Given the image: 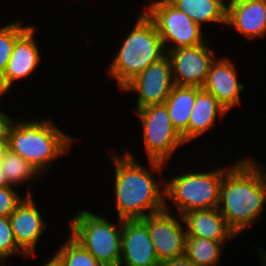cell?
I'll return each instance as SVG.
<instances>
[{
  "label": "cell",
  "instance_id": "1",
  "mask_svg": "<svg viewBox=\"0 0 266 266\" xmlns=\"http://www.w3.org/2000/svg\"><path fill=\"white\" fill-rule=\"evenodd\" d=\"M123 151L122 155L115 153L109 158L114 167L113 194L117 217L142 219L164 210L165 178L161 175L168 164L148 160L145 167L137 160L135 152L133 154L128 148Z\"/></svg>",
  "mask_w": 266,
  "mask_h": 266
},
{
  "label": "cell",
  "instance_id": "18",
  "mask_svg": "<svg viewBox=\"0 0 266 266\" xmlns=\"http://www.w3.org/2000/svg\"><path fill=\"white\" fill-rule=\"evenodd\" d=\"M228 111L209 92L195 87V103L187 128V144L210 132L217 119L222 120Z\"/></svg>",
  "mask_w": 266,
  "mask_h": 266
},
{
  "label": "cell",
  "instance_id": "10",
  "mask_svg": "<svg viewBox=\"0 0 266 266\" xmlns=\"http://www.w3.org/2000/svg\"><path fill=\"white\" fill-rule=\"evenodd\" d=\"M217 54L208 41L166 52L175 85L202 88Z\"/></svg>",
  "mask_w": 266,
  "mask_h": 266
},
{
  "label": "cell",
  "instance_id": "7",
  "mask_svg": "<svg viewBox=\"0 0 266 266\" xmlns=\"http://www.w3.org/2000/svg\"><path fill=\"white\" fill-rule=\"evenodd\" d=\"M148 2L143 11L154 22L166 52L209 41L204 36V30L169 0Z\"/></svg>",
  "mask_w": 266,
  "mask_h": 266
},
{
  "label": "cell",
  "instance_id": "34",
  "mask_svg": "<svg viewBox=\"0 0 266 266\" xmlns=\"http://www.w3.org/2000/svg\"><path fill=\"white\" fill-rule=\"evenodd\" d=\"M2 97H3V95H2L1 92H0V100H2Z\"/></svg>",
  "mask_w": 266,
  "mask_h": 266
},
{
  "label": "cell",
  "instance_id": "12",
  "mask_svg": "<svg viewBox=\"0 0 266 266\" xmlns=\"http://www.w3.org/2000/svg\"><path fill=\"white\" fill-rule=\"evenodd\" d=\"M36 29L34 24L16 40L12 55L8 61L5 73L0 78V92L3 96L12 90L14 84L19 83L36 74L42 63L43 55L35 38Z\"/></svg>",
  "mask_w": 266,
  "mask_h": 266
},
{
  "label": "cell",
  "instance_id": "22",
  "mask_svg": "<svg viewBox=\"0 0 266 266\" xmlns=\"http://www.w3.org/2000/svg\"><path fill=\"white\" fill-rule=\"evenodd\" d=\"M225 243L186 237L185 255L197 266H221L219 264L222 261V250L226 248Z\"/></svg>",
  "mask_w": 266,
  "mask_h": 266
},
{
  "label": "cell",
  "instance_id": "26",
  "mask_svg": "<svg viewBox=\"0 0 266 266\" xmlns=\"http://www.w3.org/2000/svg\"><path fill=\"white\" fill-rule=\"evenodd\" d=\"M13 186L0 187V216L9 217L24 197Z\"/></svg>",
  "mask_w": 266,
  "mask_h": 266
},
{
  "label": "cell",
  "instance_id": "31",
  "mask_svg": "<svg viewBox=\"0 0 266 266\" xmlns=\"http://www.w3.org/2000/svg\"><path fill=\"white\" fill-rule=\"evenodd\" d=\"M6 186H10L7 182V179L5 178V175L2 171V167L0 165V187H6Z\"/></svg>",
  "mask_w": 266,
  "mask_h": 266
},
{
  "label": "cell",
  "instance_id": "21",
  "mask_svg": "<svg viewBox=\"0 0 266 266\" xmlns=\"http://www.w3.org/2000/svg\"><path fill=\"white\" fill-rule=\"evenodd\" d=\"M0 165L10 186L17 187L21 184L27 186L28 184L25 195H32L33 191L29 186H33L34 180L36 182L44 178L34 166L8 149L3 153Z\"/></svg>",
  "mask_w": 266,
  "mask_h": 266
},
{
  "label": "cell",
  "instance_id": "33",
  "mask_svg": "<svg viewBox=\"0 0 266 266\" xmlns=\"http://www.w3.org/2000/svg\"><path fill=\"white\" fill-rule=\"evenodd\" d=\"M220 1L226 8L230 5L232 0H218Z\"/></svg>",
  "mask_w": 266,
  "mask_h": 266
},
{
  "label": "cell",
  "instance_id": "3",
  "mask_svg": "<svg viewBox=\"0 0 266 266\" xmlns=\"http://www.w3.org/2000/svg\"><path fill=\"white\" fill-rule=\"evenodd\" d=\"M27 119H16L9 132L7 149L48 177L46 174L56 159L69 155L76 139L58 128L52 119Z\"/></svg>",
  "mask_w": 266,
  "mask_h": 266
},
{
  "label": "cell",
  "instance_id": "24",
  "mask_svg": "<svg viewBox=\"0 0 266 266\" xmlns=\"http://www.w3.org/2000/svg\"><path fill=\"white\" fill-rule=\"evenodd\" d=\"M18 19L0 27V78L6 71L16 40L31 26L24 25L21 16Z\"/></svg>",
  "mask_w": 266,
  "mask_h": 266
},
{
  "label": "cell",
  "instance_id": "28",
  "mask_svg": "<svg viewBox=\"0 0 266 266\" xmlns=\"http://www.w3.org/2000/svg\"><path fill=\"white\" fill-rule=\"evenodd\" d=\"M158 266H197L185 254L170 260H164Z\"/></svg>",
  "mask_w": 266,
  "mask_h": 266
},
{
  "label": "cell",
  "instance_id": "30",
  "mask_svg": "<svg viewBox=\"0 0 266 266\" xmlns=\"http://www.w3.org/2000/svg\"><path fill=\"white\" fill-rule=\"evenodd\" d=\"M254 248H256V251L258 252L259 258H260V265L266 266V250L263 248H260L256 245H253ZM259 248V249H258Z\"/></svg>",
  "mask_w": 266,
  "mask_h": 266
},
{
  "label": "cell",
  "instance_id": "32",
  "mask_svg": "<svg viewBox=\"0 0 266 266\" xmlns=\"http://www.w3.org/2000/svg\"><path fill=\"white\" fill-rule=\"evenodd\" d=\"M7 150V143L0 142V160L3 157V153Z\"/></svg>",
  "mask_w": 266,
  "mask_h": 266
},
{
  "label": "cell",
  "instance_id": "20",
  "mask_svg": "<svg viewBox=\"0 0 266 266\" xmlns=\"http://www.w3.org/2000/svg\"><path fill=\"white\" fill-rule=\"evenodd\" d=\"M176 8L183 11L198 26L216 23L226 26L227 8L218 0H169Z\"/></svg>",
  "mask_w": 266,
  "mask_h": 266
},
{
  "label": "cell",
  "instance_id": "8",
  "mask_svg": "<svg viewBox=\"0 0 266 266\" xmlns=\"http://www.w3.org/2000/svg\"><path fill=\"white\" fill-rule=\"evenodd\" d=\"M134 112L142 123L147 160L168 164L186 142L174 128L166 105H149Z\"/></svg>",
  "mask_w": 266,
  "mask_h": 266
},
{
  "label": "cell",
  "instance_id": "27",
  "mask_svg": "<svg viewBox=\"0 0 266 266\" xmlns=\"http://www.w3.org/2000/svg\"><path fill=\"white\" fill-rule=\"evenodd\" d=\"M1 101V100H0ZM0 106V142L8 143L9 132L11 127L15 123V119L13 116H9V114L4 112Z\"/></svg>",
  "mask_w": 266,
  "mask_h": 266
},
{
  "label": "cell",
  "instance_id": "23",
  "mask_svg": "<svg viewBox=\"0 0 266 266\" xmlns=\"http://www.w3.org/2000/svg\"><path fill=\"white\" fill-rule=\"evenodd\" d=\"M56 253L63 266H103L95 257L77 242L70 234L67 235Z\"/></svg>",
  "mask_w": 266,
  "mask_h": 266
},
{
  "label": "cell",
  "instance_id": "25",
  "mask_svg": "<svg viewBox=\"0 0 266 266\" xmlns=\"http://www.w3.org/2000/svg\"><path fill=\"white\" fill-rule=\"evenodd\" d=\"M19 254L26 260L27 255L18 247L14 238L9 217L0 216V265L11 266L10 263L5 264V261Z\"/></svg>",
  "mask_w": 266,
  "mask_h": 266
},
{
  "label": "cell",
  "instance_id": "29",
  "mask_svg": "<svg viewBox=\"0 0 266 266\" xmlns=\"http://www.w3.org/2000/svg\"><path fill=\"white\" fill-rule=\"evenodd\" d=\"M41 266H63V263L55 254H53L52 257L44 262V264Z\"/></svg>",
  "mask_w": 266,
  "mask_h": 266
},
{
  "label": "cell",
  "instance_id": "19",
  "mask_svg": "<svg viewBox=\"0 0 266 266\" xmlns=\"http://www.w3.org/2000/svg\"><path fill=\"white\" fill-rule=\"evenodd\" d=\"M195 103V87L175 85L165 101L174 128L187 144V128Z\"/></svg>",
  "mask_w": 266,
  "mask_h": 266
},
{
  "label": "cell",
  "instance_id": "15",
  "mask_svg": "<svg viewBox=\"0 0 266 266\" xmlns=\"http://www.w3.org/2000/svg\"><path fill=\"white\" fill-rule=\"evenodd\" d=\"M159 263L146 223L142 219H124L119 266H158Z\"/></svg>",
  "mask_w": 266,
  "mask_h": 266
},
{
  "label": "cell",
  "instance_id": "13",
  "mask_svg": "<svg viewBox=\"0 0 266 266\" xmlns=\"http://www.w3.org/2000/svg\"><path fill=\"white\" fill-rule=\"evenodd\" d=\"M33 195H24L23 200L17 205L16 209L10 214L9 219L18 247L27 255L33 258L39 240L48 229V224L41 215L39 206ZM47 228V229H46Z\"/></svg>",
  "mask_w": 266,
  "mask_h": 266
},
{
  "label": "cell",
  "instance_id": "9",
  "mask_svg": "<svg viewBox=\"0 0 266 266\" xmlns=\"http://www.w3.org/2000/svg\"><path fill=\"white\" fill-rule=\"evenodd\" d=\"M142 220L147 225L159 262L185 254L187 233L181 215L164 209Z\"/></svg>",
  "mask_w": 266,
  "mask_h": 266
},
{
  "label": "cell",
  "instance_id": "6",
  "mask_svg": "<svg viewBox=\"0 0 266 266\" xmlns=\"http://www.w3.org/2000/svg\"><path fill=\"white\" fill-rule=\"evenodd\" d=\"M108 218L80 208L68 222V230L103 266H119L123 219L117 218L116 224Z\"/></svg>",
  "mask_w": 266,
  "mask_h": 266
},
{
  "label": "cell",
  "instance_id": "16",
  "mask_svg": "<svg viewBox=\"0 0 266 266\" xmlns=\"http://www.w3.org/2000/svg\"><path fill=\"white\" fill-rule=\"evenodd\" d=\"M248 40L266 35V0H232L227 7L226 27Z\"/></svg>",
  "mask_w": 266,
  "mask_h": 266
},
{
  "label": "cell",
  "instance_id": "11",
  "mask_svg": "<svg viewBox=\"0 0 266 266\" xmlns=\"http://www.w3.org/2000/svg\"><path fill=\"white\" fill-rule=\"evenodd\" d=\"M174 86L171 63L165 55L137 75L121 92L137 93L135 111L149 105L164 104Z\"/></svg>",
  "mask_w": 266,
  "mask_h": 266
},
{
  "label": "cell",
  "instance_id": "14",
  "mask_svg": "<svg viewBox=\"0 0 266 266\" xmlns=\"http://www.w3.org/2000/svg\"><path fill=\"white\" fill-rule=\"evenodd\" d=\"M236 64L228 57H216L212 62L203 90L213 95L229 112L241 104V91L244 85L238 80Z\"/></svg>",
  "mask_w": 266,
  "mask_h": 266
},
{
  "label": "cell",
  "instance_id": "2",
  "mask_svg": "<svg viewBox=\"0 0 266 266\" xmlns=\"http://www.w3.org/2000/svg\"><path fill=\"white\" fill-rule=\"evenodd\" d=\"M239 157L224 173L218 205L237 237L259 223L266 208V166L253 156Z\"/></svg>",
  "mask_w": 266,
  "mask_h": 266
},
{
  "label": "cell",
  "instance_id": "4",
  "mask_svg": "<svg viewBox=\"0 0 266 266\" xmlns=\"http://www.w3.org/2000/svg\"><path fill=\"white\" fill-rule=\"evenodd\" d=\"M130 32L125 33L120 48L107 64L106 72L121 91L152 63L166 55L154 22L142 10Z\"/></svg>",
  "mask_w": 266,
  "mask_h": 266
},
{
  "label": "cell",
  "instance_id": "17",
  "mask_svg": "<svg viewBox=\"0 0 266 266\" xmlns=\"http://www.w3.org/2000/svg\"><path fill=\"white\" fill-rule=\"evenodd\" d=\"M187 237L230 242L237 235L230 229L218 208L189 211L183 216Z\"/></svg>",
  "mask_w": 266,
  "mask_h": 266
},
{
  "label": "cell",
  "instance_id": "5",
  "mask_svg": "<svg viewBox=\"0 0 266 266\" xmlns=\"http://www.w3.org/2000/svg\"><path fill=\"white\" fill-rule=\"evenodd\" d=\"M230 164L233 163L230 161L228 166L221 164L219 167L212 165L210 170L182 169L183 172L174 171V176L169 179L164 176L165 209L183 216L189 211L218 208L220 186Z\"/></svg>",
  "mask_w": 266,
  "mask_h": 266
}]
</instances>
